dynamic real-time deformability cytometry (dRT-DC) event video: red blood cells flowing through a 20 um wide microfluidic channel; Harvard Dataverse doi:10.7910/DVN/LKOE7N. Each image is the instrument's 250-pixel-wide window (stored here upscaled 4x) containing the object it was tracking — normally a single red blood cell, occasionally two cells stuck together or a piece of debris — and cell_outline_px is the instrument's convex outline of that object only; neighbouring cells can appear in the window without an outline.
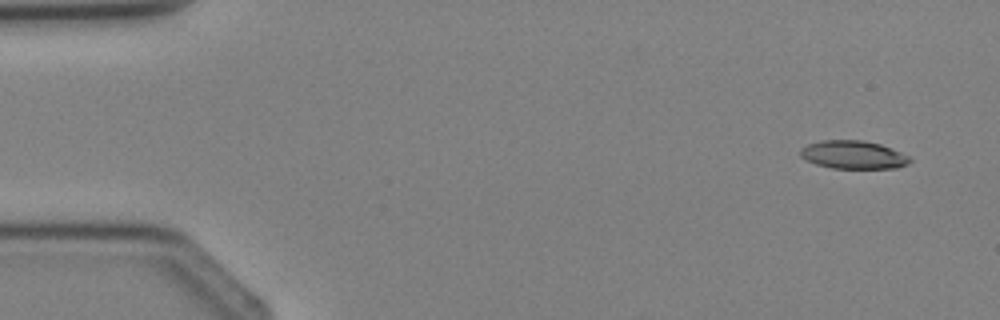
{"species": "Egyptian fruit bat (a non-hibernating species)", "species_latin": "Rousettus aegyptiacus", "temperature_condition": "cold", "stored_images_in_passage": 3, "camera_frame_rate_fps": 3000, "um_per_image_px": 0.085, "animal": {"sex": "female"}, "frame": {"image": 1, "passage_image": 1, "time_ms": 0.0, "image_size_px": [1000, 320], "cell_outline_px": [[912, 160], [908, 164], [896, 168], [832, 168], [816, 164], [800, 156], [800, 148], [808, 144], [820, 140], [864, 140], [880, 144], [912, 156]], "centroid_in_image_um": [72.56, 13.15], "position_along_channel_um": 12.4, "area_um2": 18.09}}